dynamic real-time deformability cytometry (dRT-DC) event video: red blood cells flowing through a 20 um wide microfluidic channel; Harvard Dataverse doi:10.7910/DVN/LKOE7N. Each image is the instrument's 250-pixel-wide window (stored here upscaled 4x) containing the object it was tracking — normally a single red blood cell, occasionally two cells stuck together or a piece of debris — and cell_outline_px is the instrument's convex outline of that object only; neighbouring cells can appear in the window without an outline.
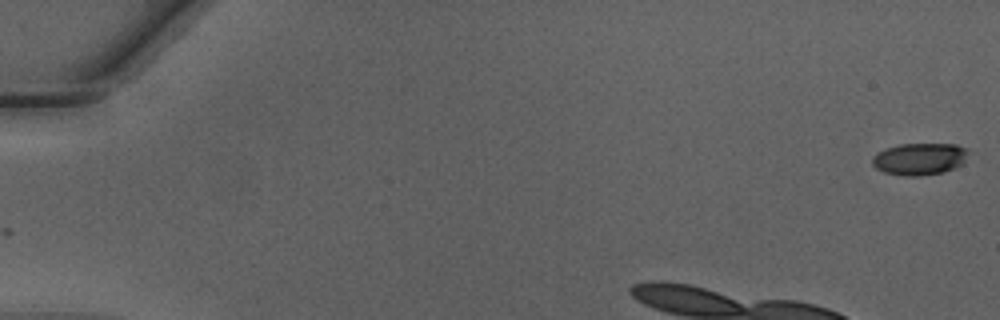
{"species": "Egyptian fruit bat (a non-hibernating species)", "species_latin": "Rousettus aegyptiacus", "temperature_condition": "warm", "stored_images_in_passage": 7, "camera_frame_rate_fps": 3000, "um_per_image_px": 0.085, "animal": {"sex": "male"}, "frame": {"image": 1, "passage_image": 1, "time_ms": 0.0, "image_size_px": [1000, 320], "cell_outline_px": [[968, 152], [964, 164], [944, 172], [920, 176], [904, 176], [884, 172], [876, 168], [872, 164], [872, 156], [876, 152], [900, 144], [956, 144], [968, 148]], "centroid_in_image_um": [78.18, 13.51], "position_along_channel_um": 6.8, "area_um2": 18.09}}